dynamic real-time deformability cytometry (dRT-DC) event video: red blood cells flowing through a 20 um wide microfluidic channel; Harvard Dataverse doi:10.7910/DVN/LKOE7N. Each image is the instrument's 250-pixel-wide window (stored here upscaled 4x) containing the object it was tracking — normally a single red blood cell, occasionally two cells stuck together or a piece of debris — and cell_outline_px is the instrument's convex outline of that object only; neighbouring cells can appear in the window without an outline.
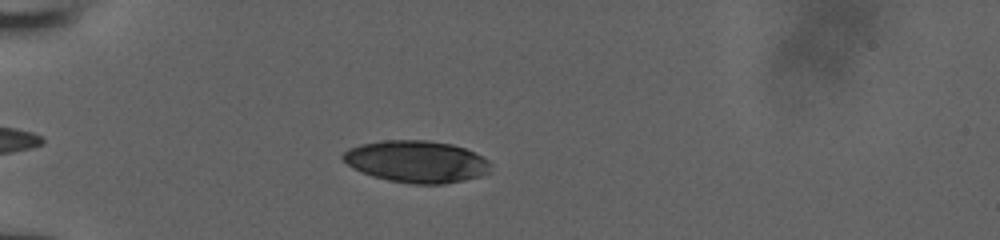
{"species": "human", "species_latin": "Homo sapiens", "temperature_condition": "room temperature", "stored_images_in_passage": 42, "camera_frame_rate_fps": 3000, "um_per_image_px": 0.085, "donor": {"sex": "male"}, "frame": {"image": 1, "passage_image": 6, "time_ms": 1.667, "image_size_px": [1000, 240], "cell_outline_px": [[492, 164], [488, 172], [480, 176], [464, 180], [444, 184], [412, 184], [388, 180], [372, 176], [352, 168], [340, 156], [348, 148], [360, 144], [384, 140], [428, 140], [452, 144], [464, 148], [488, 160]], "centroid_in_image_um": [35.38, 13.73], "position_along_channel_um": 49.6, "area_um2": 36.13}}
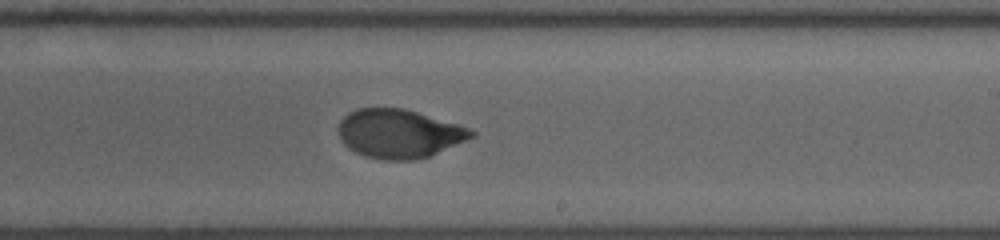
{"frame": {"image": 2, "passage_image": 23, "time_ms": 7.333, "image_size_px": [1000, 240], "cell_outline_px": [[476, 136], [428, 156], [416, 160], [380, 160], [364, 156], [348, 148], [340, 140], [336, 128], [340, 120], [348, 112], [356, 108], [404, 108], [456, 124], [468, 128], [476, 132]], "centroid_in_image_um": [33.85, 11.36], "position_along_channel_um": 255.1, "area_um2": 37.86}}
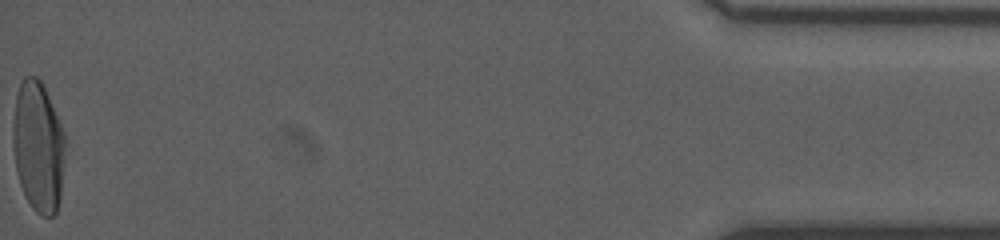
{"frame": {"image": 3, "passage_image": 42, "time_ms": 13.667, "image_size_px": [1000, 240], "cell_outline_px": [[64, 160], [60, 200], [56, 212], [52, 216], [40, 216], [32, 208], [20, 184], [16, 172], [12, 140], [12, 124], [16, 96], [20, 84], [24, 76], [36, 76], [40, 80], [48, 96], [64, 132]], "centroid_in_image_um": [3.23, 12.48], "position_along_channel_um": 432.0, "area_um2": 39.77}}